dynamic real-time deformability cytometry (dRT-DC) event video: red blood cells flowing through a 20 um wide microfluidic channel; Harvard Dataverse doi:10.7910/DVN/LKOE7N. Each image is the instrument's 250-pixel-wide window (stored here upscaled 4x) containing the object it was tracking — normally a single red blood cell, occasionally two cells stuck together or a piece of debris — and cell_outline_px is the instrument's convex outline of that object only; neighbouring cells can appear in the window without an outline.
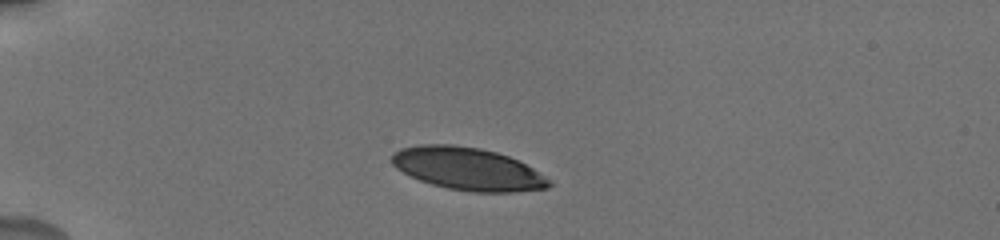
{"species": "human", "species_latin": "Homo sapiens", "temperature_condition": "cold", "stored_images_in_passage": 7, "camera_frame_rate_fps": 3000, "um_per_image_px": 0.085, "donor": {"sex": "male"}, "frame": {"image": 1, "passage_image": 1, "time_ms": 0.0, "image_size_px": [1000, 240], "cell_outline_px": [[552, 184], [548, 188], [516, 192], [472, 192], [448, 188], [432, 184], [420, 180], [396, 168], [392, 164], [392, 152], [400, 148], [420, 144], [452, 144], [480, 148], [496, 152], [508, 156], [532, 168], [548, 180]], "centroid_in_image_um": [39.72, 14.34], "position_along_channel_um": 45.3, "area_um2": 38.78}}
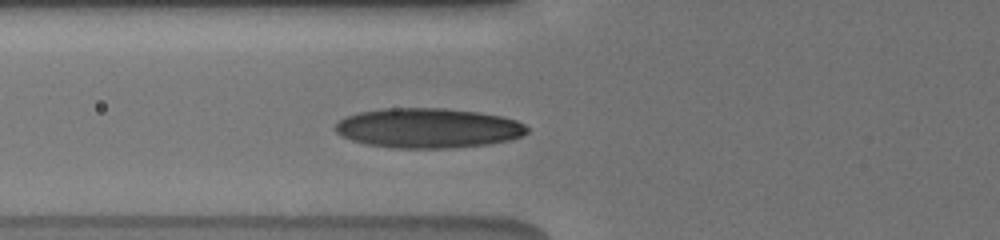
{"frame": {"image": 2, "passage_image": 4, "time_ms": 2.333, "image_size_px": [1000, 240], "cell_outline_px": [[528, 132], [512, 140], [488, 144], [448, 148], [392, 148], [368, 144], [352, 140], [340, 136], [336, 132], [336, 124], [340, 120], [348, 116], [360, 112], [380, 108], [444, 108], [480, 112], [500, 116], [516, 120], [524, 124], [528, 128]], "centroid_in_image_um": [36.4, 10.88], "position_along_channel_um": 89.4, "area_um2": 44.51}}